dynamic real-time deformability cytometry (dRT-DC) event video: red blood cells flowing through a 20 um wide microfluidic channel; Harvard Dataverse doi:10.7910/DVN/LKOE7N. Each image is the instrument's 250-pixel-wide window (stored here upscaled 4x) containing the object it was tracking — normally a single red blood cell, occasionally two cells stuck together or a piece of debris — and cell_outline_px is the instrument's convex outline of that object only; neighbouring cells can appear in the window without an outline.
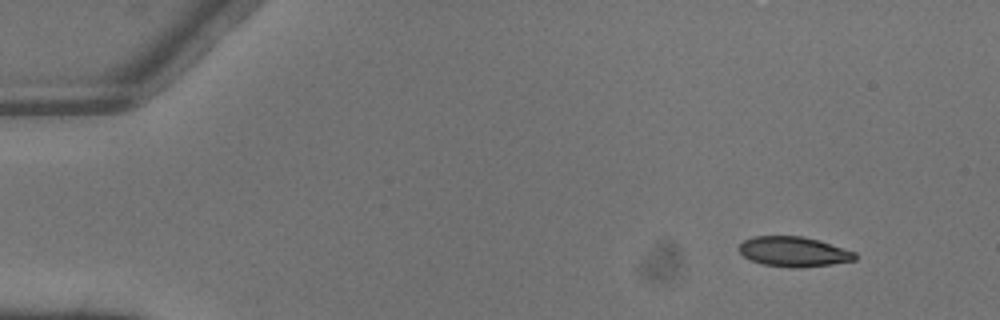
{"species": "common noctule bat (a hibernating species)", "species_latin": "Nyctalus noctula", "temperature_condition": "warm", "stored_images_in_passage": 5, "camera_frame_rate_fps": 3000, "um_per_image_px": 0.085, "animal": {"sex": "male", "body_mass_g": 13.3}, "frame": {"image": 1, "passage_image": 1, "time_ms": 0.0, "image_size_px": [1000, 320], "cell_outline_px": [[856, 260], [832, 264], [800, 268], [792, 268], [764, 264], [752, 260], [744, 256], [736, 248], [744, 240], [752, 236], [804, 236], [820, 240], [856, 252]], "centroid_in_image_um": [67.47, 21.38], "position_along_channel_um": 17.5, "area_um2": 20.4}}
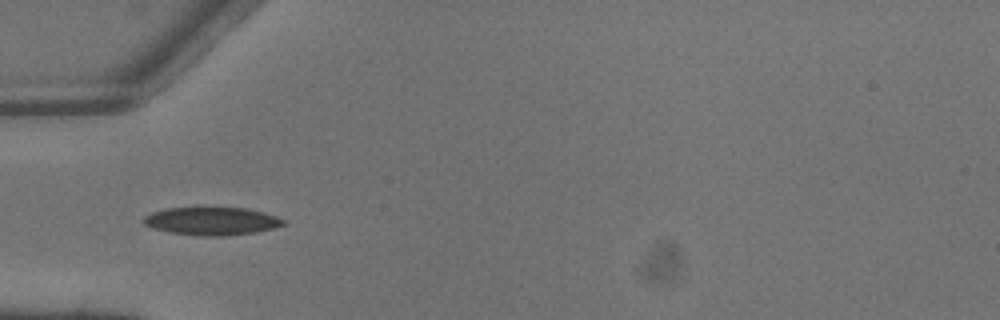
{"frame": {"image": 2, "passage_image": 4, "time_ms": 1.0, "image_size_px": [1000, 320], "cell_outline_px": [[284, 224], [272, 228], [256, 232], [224, 236], [204, 236], [168, 232], [152, 228], [144, 224], [144, 216], [152, 212], [168, 208], [244, 208], [276, 216], [284, 220]], "centroid_in_image_um": [17.96, 18.8], "position_along_channel_um": 67.0, "area_um2": 22.43}}